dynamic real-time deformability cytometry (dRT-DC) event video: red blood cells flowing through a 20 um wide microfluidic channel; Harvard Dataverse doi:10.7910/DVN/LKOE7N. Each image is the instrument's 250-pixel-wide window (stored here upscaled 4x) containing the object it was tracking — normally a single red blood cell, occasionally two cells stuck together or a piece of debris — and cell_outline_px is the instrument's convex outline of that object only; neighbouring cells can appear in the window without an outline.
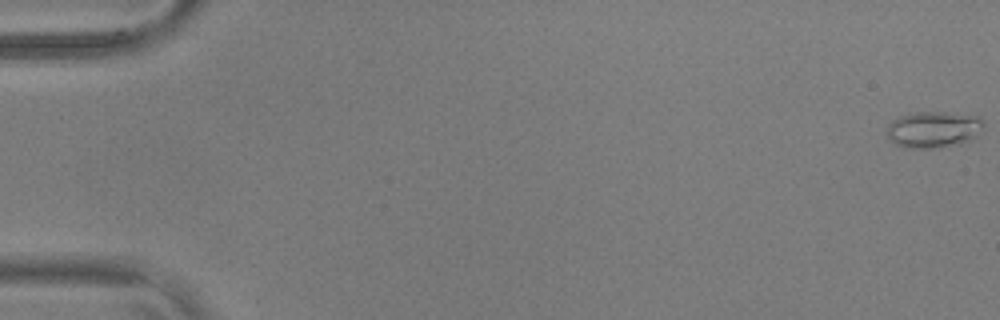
{"species": "common noctule bat (a hibernating species)", "species_latin": "Nyctalus noctula", "temperature_condition": "warm", "stored_images_in_passage": 56, "camera_frame_rate_fps": 3000, "um_per_image_px": 0.085, "animal": {"sex": "male", "body_mass_g": 17.9, "forearm_length_mm": 54.2}, "frame": {"image": 1, "passage_image": 1, "time_ms": 0.0, "image_size_px": [1000, 320], "cell_outline_px": [[984, 128], [972, 140], [960, 144], [932, 148], [908, 148], [896, 144], [888, 136], [888, 124], [892, 120], [900, 116], [916, 112], [944, 112], [980, 116], [984, 120]], "centroid_in_image_um": [79.41, 11.0], "position_along_channel_um": 5.6, "area_um2": 20.63}}
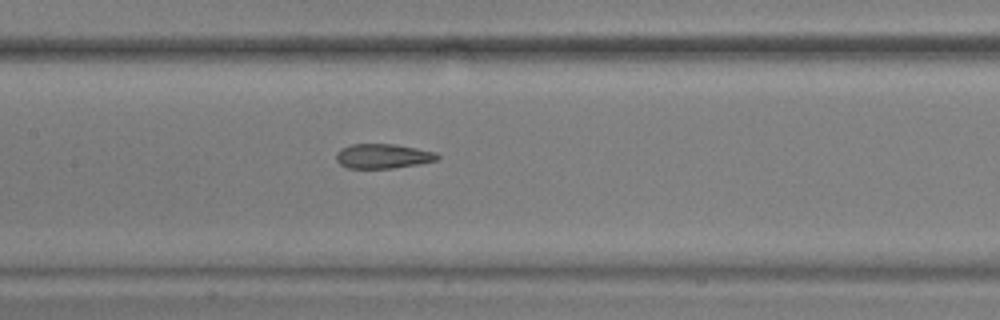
{"frame": {"image": 2, "passage_image": 28, "time_ms": 9.0, "image_size_px": [1000, 320], "cell_outline_px": [[440, 156], [436, 160], [420, 164], [392, 168], [348, 168], [340, 164], [336, 160], [336, 152], [340, 148], [352, 144], [396, 144], [436, 152]], "centroid_in_image_um": [32.53, 13.27], "position_along_channel_um": 174.9, "area_um2": 14.57}}
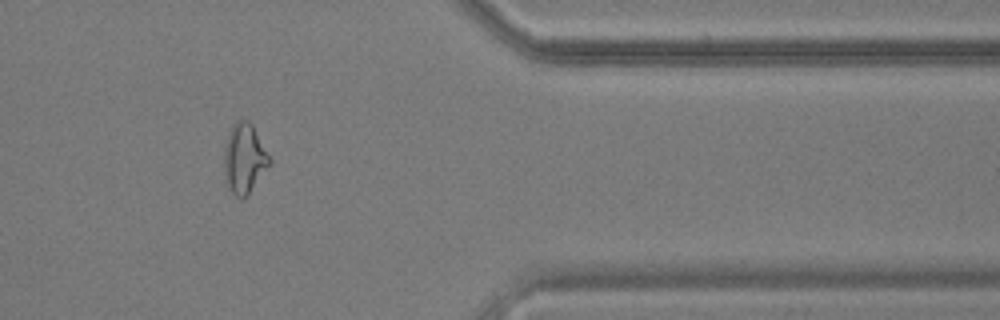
{"frame": {"image": 3, "passage_image": 47, "time_ms": 15.333, "image_size_px": [1000, 320], "cell_outline_px": [[272, 164], [248, 192], [244, 196], [236, 196], [232, 192], [224, 180], [224, 148], [228, 132], [232, 124], [236, 120], [248, 120], [252, 124], [272, 160]], "centroid_in_image_um": [20.76, 13.42], "position_along_channel_um": 390.6, "area_um2": 18.44}, "authors_computed_cell_mechanics": {"area_um2": 16.6753, "velocity_mm_per_s": 3.6881, "shape_relaxation_time_tau1_ms": null, "shape_relaxation_time_tau2_ms": 1.9396, "deformation_change_tau1": null, "deformation_change_tau2": 0.0893}}